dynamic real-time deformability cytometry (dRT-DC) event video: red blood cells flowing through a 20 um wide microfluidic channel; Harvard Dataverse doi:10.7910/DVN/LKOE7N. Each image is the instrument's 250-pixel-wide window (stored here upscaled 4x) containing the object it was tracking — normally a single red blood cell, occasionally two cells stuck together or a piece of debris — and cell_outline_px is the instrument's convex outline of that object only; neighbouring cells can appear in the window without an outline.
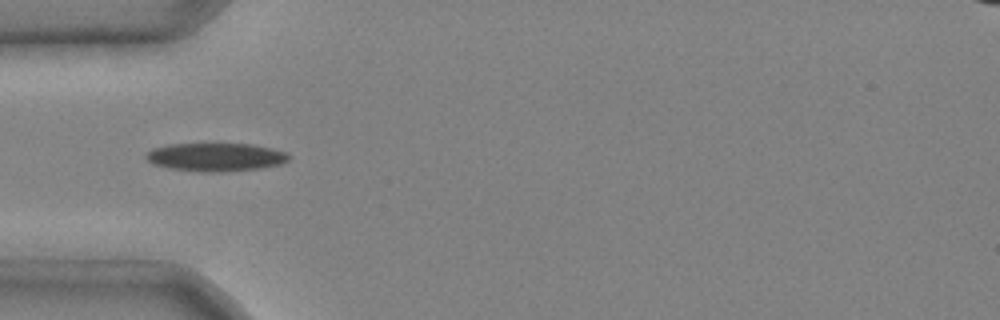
{"species": "common noctule bat (a hibernating species)", "species_latin": "Nyctalus noctula", "temperature_condition": "cold", "stored_images_in_passage": 3, "camera_frame_rate_fps": 3000, "um_per_image_px": 0.085, "animal": {"sex": "male", "body_mass_g": 20.4}, "frame": {"image": 1, "passage_image": 3, "time_ms": 0.667, "image_size_px": [1000, 320], "cell_outline_px": [[288, 160], [280, 164], [260, 168], [220, 172], [204, 172], [168, 168], [152, 164], [144, 156], [152, 148], [168, 144], [252, 144], [272, 148], [288, 152]], "centroid_in_image_um": [18.31, 13.35], "position_along_channel_um": 66.7, "area_um2": 23.52}}